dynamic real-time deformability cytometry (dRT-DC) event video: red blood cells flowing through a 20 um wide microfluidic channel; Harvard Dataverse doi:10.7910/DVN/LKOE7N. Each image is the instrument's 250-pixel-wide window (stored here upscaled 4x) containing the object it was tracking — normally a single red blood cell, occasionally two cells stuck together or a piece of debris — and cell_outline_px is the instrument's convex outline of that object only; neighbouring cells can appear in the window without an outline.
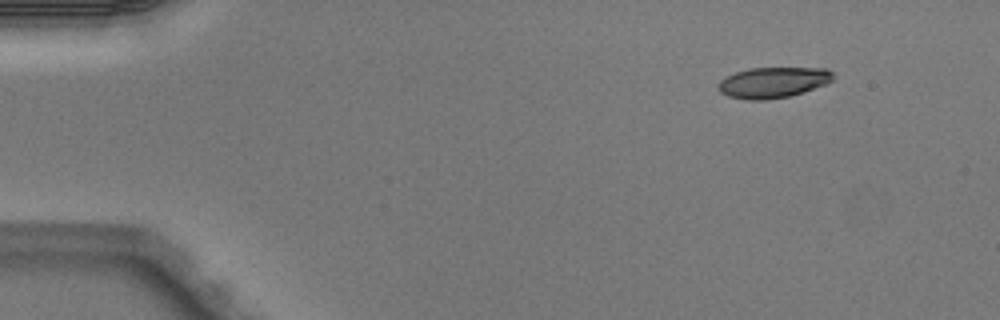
{"species": "Egyptian fruit bat (a non-hibernating species)", "species_latin": "Rousettus aegyptiacus", "temperature_condition": "warm", "stored_images_in_passage": 3, "camera_frame_rate_fps": 3000, "um_per_image_px": 0.085, "animal": {"sex": "male"}, "frame": {"image": 1, "passage_image": 1, "time_ms": 0.0, "image_size_px": [1000, 320], "cell_outline_px": [[832, 80], [824, 84], [804, 92], [788, 96], [764, 100], [748, 100], [728, 96], [720, 92], [716, 88], [716, 84], [720, 80], [736, 72], [748, 68], [828, 68], [832, 72]], "centroid_in_image_um": [65.66, 7.01], "position_along_channel_um": 19.3, "area_um2": 20.52}}